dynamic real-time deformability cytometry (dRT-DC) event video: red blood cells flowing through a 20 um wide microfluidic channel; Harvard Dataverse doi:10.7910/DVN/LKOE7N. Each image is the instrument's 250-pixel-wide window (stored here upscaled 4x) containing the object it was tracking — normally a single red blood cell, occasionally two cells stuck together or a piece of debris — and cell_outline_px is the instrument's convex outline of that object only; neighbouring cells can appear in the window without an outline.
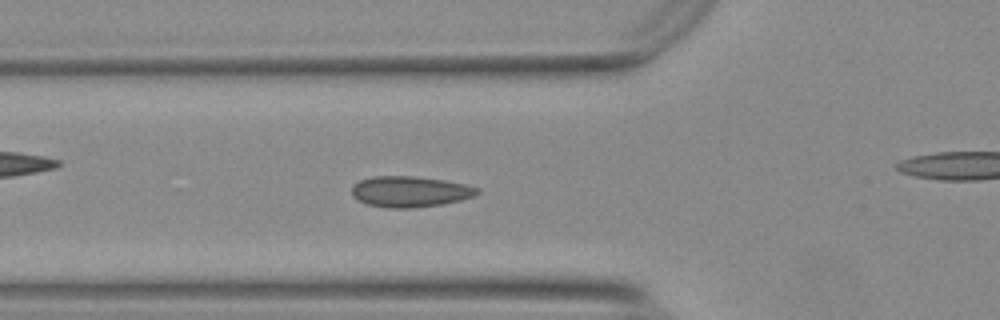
{"species": "Egyptian fruit bat (a non-hibernating species)", "species_latin": "Rousettus aegyptiacus", "temperature_condition": "warm", "stored_images_in_passage": 51, "camera_frame_rate_fps": 3000, "um_per_image_px": 0.085, "animal": {"sex": "female"}, "frame": {"image": 1, "passage_image": 14, "time_ms": 4.333, "image_size_px": [1000, 320], "cell_outline_px": [[480, 192], [476, 196], [444, 204], [412, 208], [388, 208], [368, 204], [352, 196], [352, 184], [360, 180], [376, 176], [416, 176], [444, 180], [464, 184], [480, 188]], "centroid_in_image_um": [34.88, 16.28], "position_along_channel_um": 90.9, "area_um2": 22.66}}
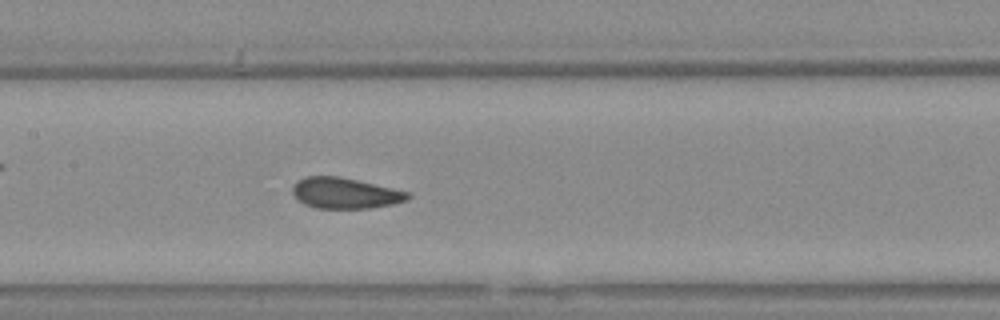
{"frame": {"image": 2, "passage_image": 21, "time_ms": 6.667, "image_size_px": [1000, 320], "cell_outline_px": [[412, 196], [408, 200], [392, 204], [368, 208], [316, 208], [304, 204], [292, 192], [292, 188], [296, 180], [304, 176], [340, 176], [392, 188], [408, 192]], "centroid_in_image_um": [29.32, 16.41], "position_along_channel_um": 178.1, "area_um2": 20.63}}
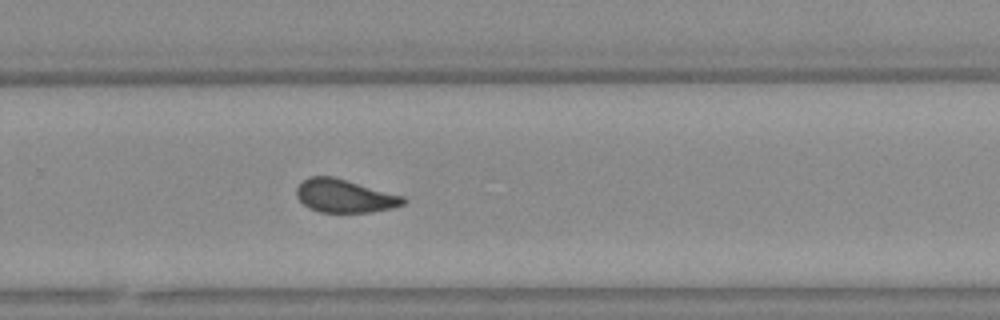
{"frame": {"image": 3, "passage_image": 31, "time_ms": 10.0, "image_size_px": [1000, 320], "cell_outline_px": [[408, 200], [404, 204], [392, 208], [372, 212], [320, 212], [308, 208], [296, 196], [296, 188], [308, 176], [332, 176], [404, 196]], "centroid_in_image_um": [29.3, 16.66], "position_along_channel_um": 300.5, "area_um2": 20.63}, "authors_computed_cell_mechanics": {"area_um2": 21.097, "velocity_mm_per_s": 3.6944, "shape_relaxation_time_tau1_ms": null, "shape_relaxation_time_tau2_ms": 0.9912, "deformation_change_tau1": null, "deformation_change_tau2": 0.0466}}